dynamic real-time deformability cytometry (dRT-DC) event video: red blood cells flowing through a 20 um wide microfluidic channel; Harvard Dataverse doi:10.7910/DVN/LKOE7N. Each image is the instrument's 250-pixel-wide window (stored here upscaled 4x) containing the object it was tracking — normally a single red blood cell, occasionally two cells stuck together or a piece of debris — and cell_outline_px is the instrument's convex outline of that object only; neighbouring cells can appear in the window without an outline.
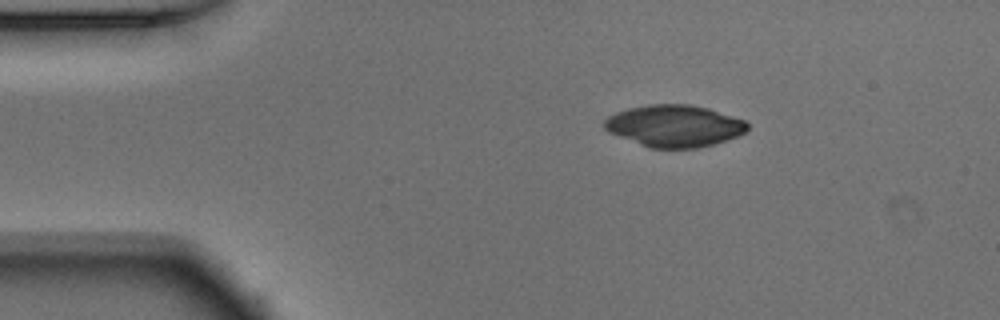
{"species": "Egyptian fruit bat (a non-hibernating species)", "species_latin": "Rousettus aegyptiacus", "temperature_condition": "warm", "stored_images_in_passage": 43, "camera_frame_rate_fps": 3000, "um_per_image_px": 0.085, "animal": {"sex": "male"}, "frame": {"image": 1, "passage_image": 1, "time_ms": 0.0, "image_size_px": [1000, 320], "cell_outline_px": [[748, 128], [744, 132], [728, 140], [696, 148], [648, 148], [608, 132], [604, 128], [604, 120], [608, 116], [616, 112], [628, 108], [652, 104], [688, 104], [708, 108], [744, 120], [748, 124]], "centroid_in_image_um": [57.29, 10.7], "position_along_channel_um": 27.7, "area_um2": 34.85}}
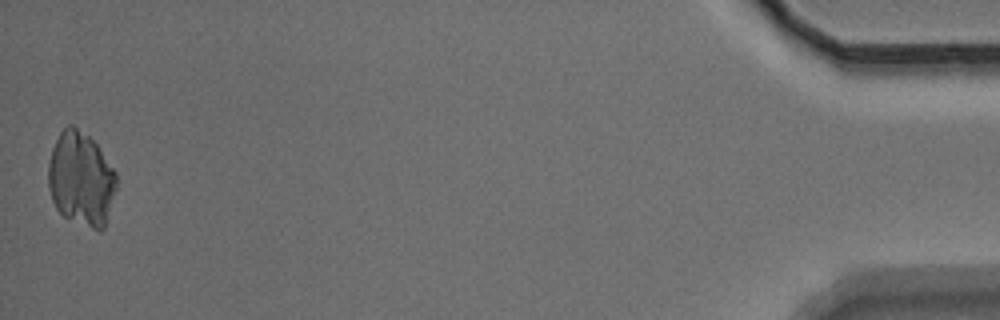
{"frame": {"image": 2, "passage_image": 43, "time_ms": 14.0, "image_size_px": [1000, 320], "cell_outline_px": [[116, 188], [104, 228], [100, 232], [64, 216], [56, 208], [52, 200], [48, 184], [48, 164], [52, 148], [60, 132], [68, 124], [72, 124], [88, 136], [96, 144], [116, 172]], "centroid_in_image_um": [6.88, 15.21], "position_along_channel_um": 428.3, "area_um2": 37.11}}